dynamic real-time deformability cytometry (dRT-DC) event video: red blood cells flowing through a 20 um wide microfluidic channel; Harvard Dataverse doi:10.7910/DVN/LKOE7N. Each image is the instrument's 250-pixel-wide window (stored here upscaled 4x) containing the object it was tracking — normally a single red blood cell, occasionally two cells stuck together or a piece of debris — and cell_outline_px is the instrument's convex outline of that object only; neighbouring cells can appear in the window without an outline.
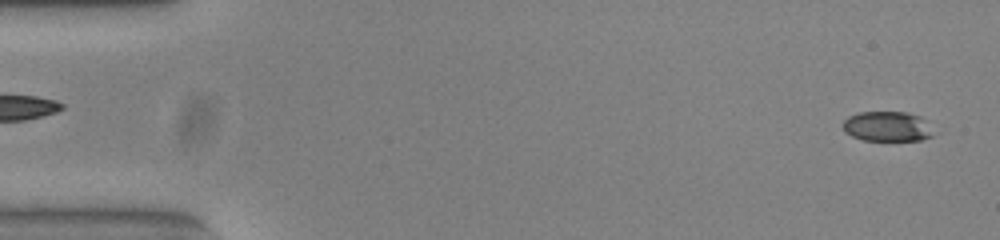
{"species": "common noctule bat (a hibernating species)", "species_latin": "Nyctalus noctula", "temperature_condition": "warm", "stored_images_in_passage": 53, "camera_frame_rate_fps": 3000, "um_per_image_px": 0.085, "animal": {"sex": "female", "body_mass_g": 23.0, "forearm_length_mm": 53.4}, "frame": {"image": 1, "passage_image": 2, "time_ms": 0.333, "image_size_px": [1000, 240], "cell_outline_px": [[932, 136], [920, 140], [864, 140], [852, 136], [844, 132], [844, 120], [848, 116], [860, 112], [908, 112], [920, 116]], "centroid_in_image_um": [75.33, 10.74], "position_along_channel_um": 9.7, "area_um2": 15.37}}
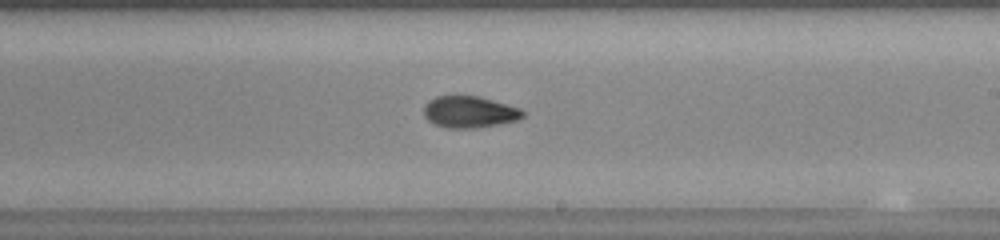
{"frame": {"image": 2, "passage_image": 31, "time_ms": 10.0, "image_size_px": [1000, 240], "cell_outline_px": [[524, 116], [516, 120], [476, 128], [448, 128], [432, 124], [424, 116], [424, 104], [428, 100], [436, 96], [476, 96], [492, 100], [520, 108], [524, 112]], "centroid_in_image_um": [39.85, 9.52], "position_along_channel_um": 249.2, "area_um2": 18.15}}
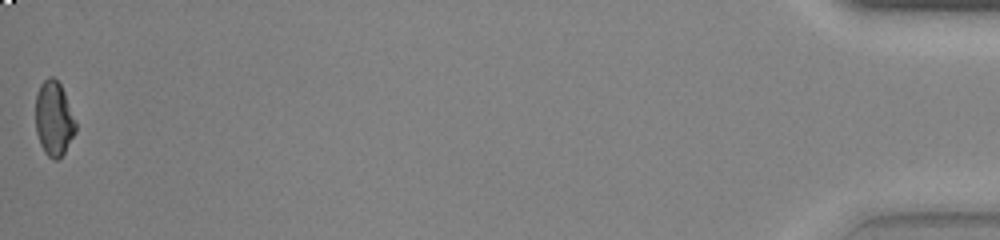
{"frame": {"image": 3, "passage_image": 53, "time_ms": 17.333, "image_size_px": [1000, 240], "cell_outline_px": [[76, 132], [64, 152], [56, 160], [52, 160], [44, 152], [40, 144], [36, 132], [36, 96], [40, 84], [48, 76], [52, 76], [60, 84], [64, 92], [76, 120]], "centroid_in_image_um": [4.58, 10.09], "position_along_channel_um": 430.6, "area_um2": 17.46}, "authors_computed_cell_mechanics": {"area_um2": 18.0336, "velocity_mm_per_s": 3.8675, "shape_relaxation_time_tau1_ms": 8.1052, "shape_relaxation_time_tau2_ms": 1.9712, "deformation_change_tau1": 0.1802, "deformation_change_tau2": 0.0574}}